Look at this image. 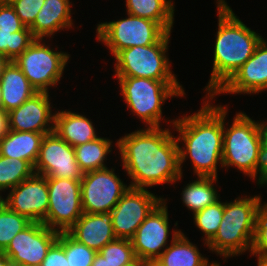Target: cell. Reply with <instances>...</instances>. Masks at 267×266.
Wrapping results in <instances>:
<instances>
[{
    "instance_id": "cell-32",
    "label": "cell",
    "mask_w": 267,
    "mask_h": 266,
    "mask_svg": "<svg viewBox=\"0 0 267 266\" xmlns=\"http://www.w3.org/2000/svg\"><path fill=\"white\" fill-rule=\"evenodd\" d=\"M224 202L218 200L213 205L207 206L193 216L194 223L204 234V245L215 236L221 221L223 220Z\"/></svg>"
},
{
    "instance_id": "cell-12",
    "label": "cell",
    "mask_w": 267,
    "mask_h": 266,
    "mask_svg": "<svg viewBox=\"0 0 267 266\" xmlns=\"http://www.w3.org/2000/svg\"><path fill=\"white\" fill-rule=\"evenodd\" d=\"M163 200L147 189L130 187L111 210V221L116 238L131 239L137 228Z\"/></svg>"
},
{
    "instance_id": "cell-17",
    "label": "cell",
    "mask_w": 267,
    "mask_h": 266,
    "mask_svg": "<svg viewBox=\"0 0 267 266\" xmlns=\"http://www.w3.org/2000/svg\"><path fill=\"white\" fill-rule=\"evenodd\" d=\"M267 90V41L263 38L254 54L211 97L220 94H259Z\"/></svg>"
},
{
    "instance_id": "cell-42",
    "label": "cell",
    "mask_w": 267,
    "mask_h": 266,
    "mask_svg": "<svg viewBox=\"0 0 267 266\" xmlns=\"http://www.w3.org/2000/svg\"><path fill=\"white\" fill-rule=\"evenodd\" d=\"M8 63L9 60L4 55L0 54V77L2 76L3 70Z\"/></svg>"
},
{
    "instance_id": "cell-30",
    "label": "cell",
    "mask_w": 267,
    "mask_h": 266,
    "mask_svg": "<svg viewBox=\"0 0 267 266\" xmlns=\"http://www.w3.org/2000/svg\"><path fill=\"white\" fill-rule=\"evenodd\" d=\"M57 242L63 247L69 266H91L95 250L75 240L68 232H59Z\"/></svg>"
},
{
    "instance_id": "cell-7",
    "label": "cell",
    "mask_w": 267,
    "mask_h": 266,
    "mask_svg": "<svg viewBox=\"0 0 267 266\" xmlns=\"http://www.w3.org/2000/svg\"><path fill=\"white\" fill-rule=\"evenodd\" d=\"M171 32H166L155 44L135 46L119 51L115 56V77H140L157 81H178L167 57Z\"/></svg>"
},
{
    "instance_id": "cell-37",
    "label": "cell",
    "mask_w": 267,
    "mask_h": 266,
    "mask_svg": "<svg viewBox=\"0 0 267 266\" xmlns=\"http://www.w3.org/2000/svg\"><path fill=\"white\" fill-rule=\"evenodd\" d=\"M25 27L11 4L7 0H0V31L14 33Z\"/></svg>"
},
{
    "instance_id": "cell-26",
    "label": "cell",
    "mask_w": 267,
    "mask_h": 266,
    "mask_svg": "<svg viewBox=\"0 0 267 266\" xmlns=\"http://www.w3.org/2000/svg\"><path fill=\"white\" fill-rule=\"evenodd\" d=\"M217 179L198 176L197 180H192L183 188L181 200L188 210L193 212V215L220 199V194L214 187Z\"/></svg>"
},
{
    "instance_id": "cell-18",
    "label": "cell",
    "mask_w": 267,
    "mask_h": 266,
    "mask_svg": "<svg viewBox=\"0 0 267 266\" xmlns=\"http://www.w3.org/2000/svg\"><path fill=\"white\" fill-rule=\"evenodd\" d=\"M49 92H37L8 114L9 129L37 133L54 132L55 113L52 114Z\"/></svg>"
},
{
    "instance_id": "cell-11",
    "label": "cell",
    "mask_w": 267,
    "mask_h": 266,
    "mask_svg": "<svg viewBox=\"0 0 267 266\" xmlns=\"http://www.w3.org/2000/svg\"><path fill=\"white\" fill-rule=\"evenodd\" d=\"M114 172L113 168L106 167L84 173L81 179V200L84 213L111 212L130 188Z\"/></svg>"
},
{
    "instance_id": "cell-9",
    "label": "cell",
    "mask_w": 267,
    "mask_h": 266,
    "mask_svg": "<svg viewBox=\"0 0 267 266\" xmlns=\"http://www.w3.org/2000/svg\"><path fill=\"white\" fill-rule=\"evenodd\" d=\"M126 18L97 24V40L115 56L119 51L155 44L166 31L152 20L127 13Z\"/></svg>"
},
{
    "instance_id": "cell-22",
    "label": "cell",
    "mask_w": 267,
    "mask_h": 266,
    "mask_svg": "<svg viewBox=\"0 0 267 266\" xmlns=\"http://www.w3.org/2000/svg\"><path fill=\"white\" fill-rule=\"evenodd\" d=\"M0 86L2 110L7 113L38 92L13 61L5 66L0 77Z\"/></svg>"
},
{
    "instance_id": "cell-34",
    "label": "cell",
    "mask_w": 267,
    "mask_h": 266,
    "mask_svg": "<svg viewBox=\"0 0 267 266\" xmlns=\"http://www.w3.org/2000/svg\"><path fill=\"white\" fill-rule=\"evenodd\" d=\"M251 256L255 255L257 261H267V203L259 205L255 214V230Z\"/></svg>"
},
{
    "instance_id": "cell-19",
    "label": "cell",
    "mask_w": 267,
    "mask_h": 266,
    "mask_svg": "<svg viewBox=\"0 0 267 266\" xmlns=\"http://www.w3.org/2000/svg\"><path fill=\"white\" fill-rule=\"evenodd\" d=\"M67 232L75 240L96 252L116 239L111 212L83 213Z\"/></svg>"
},
{
    "instance_id": "cell-1",
    "label": "cell",
    "mask_w": 267,
    "mask_h": 266,
    "mask_svg": "<svg viewBox=\"0 0 267 266\" xmlns=\"http://www.w3.org/2000/svg\"><path fill=\"white\" fill-rule=\"evenodd\" d=\"M116 147L122 167L132 180L130 187L147 189L182 179L179 143L169 128L137 129L119 138Z\"/></svg>"
},
{
    "instance_id": "cell-4",
    "label": "cell",
    "mask_w": 267,
    "mask_h": 266,
    "mask_svg": "<svg viewBox=\"0 0 267 266\" xmlns=\"http://www.w3.org/2000/svg\"><path fill=\"white\" fill-rule=\"evenodd\" d=\"M261 196H243L224 202V212L215 236L207 243L208 249L221 257L238 256L251 252L255 230V214Z\"/></svg>"
},
{
    "instance_id": "cell-21",
    "label": "cell",
    "mask_w": 267,
    "mask_h": 266,
    "mask_svg": "<svg viewBox=\"0 0 267 266\" xmlns=\"http://www.w3.org/2000/svg\"><path fill=\"white\" fill-rule=\"evenodd\" d=\"M171 235L170 246L154 261L158 266H220L213 261L208 263L198 247L190 242L186 234L179 229H174Z\"/></svg>"
},
{
    "instance_id": "cell-5",
    "label": "cell",
    "mask_w": 267,
    "mask_h": 266,
    "mask_svg": "<svg viewBox=\"0 0 267 266\" xmlns=\"http://www.w3.org/2000/svg\"><path fill=\"white\" fill-rule=\"evenodd\" d=\"M127 108L146 127H160L162 106L168 98L182 97L185 90L178 81H157L140 77H115Z\"/></svg>"
},
{
    "instance_id": "cell-8",
    "label": "cell",
    "mask_w": 267,
    "mask_h": 266,
    "mask_svg": "<svg viewBox=\"0 0 267 266\" xmlns=\"http://www.w3.org/2000/svg\"><path fill=\"white\" fill-rule=\"evenodd\" d=\"M44 41L35 39L13 61L38 92H49V87L57 85L70 57L66 52L53 51Z\"/></svg>"
},
{
    "instance_id": "cell-14",
    "label": "cell",
    "mask_w": 267,
    "mask_h": 266,
    "mask_svg": "<svg viewBox=\"0 0 267 266\" xmlns=\"http://www.w3.org/2000/svg\"><path fill=\"white\" fill-rule=\"evenodd\" d=\"M34 172L46 177L71 180H81L84 175L76 161L74 147L61 139L55 132L43 137Z\"/></svg>"
},
{
    "instance_id": "cell-43",
    "label": "cell",
    "mask_w": 267,
    "mask_h": 266,
    "mask_svg": "<svg viewBox=\"0 0 267 266\" xmlns=\"http://www.w3.org/2000/svg\"><path fill=\"white\" fill-rule=\"evenodd\" d=\"M148 261L146 260H141V259H136L134 262L130 263L129 265L126 266H146Z\"/></svg>"
},
{
    "instance_id": "cell-16",
    "label": "cell",
    "mask_w": 267,
    "mask_h": 266,
    "mask_svg": "<svg viewBox=\"0 0 267 266\" xmlns=\"http://www.w3.org/2000/svg\"><path fill=\"white\" fill-rule=\"evenodd\" d=\"M3 203L31 222L43 223L49 207L47 177L34 173L12 188Z\"/></svg>"
},
{
    "instance_id": "cell-33",
    "label": "cell",
    "mask_w": 267,
    "mask_h": 266,
    "mask_svg": "<svg viewBox=\"0 0 267 266\" xmlns=\"http://www.w3.org/2000/svg\"><path fill=\"white\" fill-rule=\"evenodd\" d=\"M100 253L111 266H126L137 258L131 240L116 238L106 244Z\"/></svg>"
},
{
    "instance_id": "cell-15",
    "label": "cell",
    "mask_w": 267,
    "mask_h": 266,
    "mask_svg": "<svg viewBox=\"0 0 267 266\" xmlns=\"http://www.w3.org/2000/svg\"><path fill=\"white\" fill-rule=\"evenodd\" d=\"M166 200L152 210L130 239L138 259L154 262L168 247L170 226Z\"/></svg>"
},
{
    "instance_id": "cell-13",
    "label": "cell",
    "mask_w": 267,
    "mask_h": 266,
    "mask_svg": "<svg viewBox=\"0 0 267 266\" xmlns=\"http://www.w3.org/2000/svg\"><path fill=\"white\" fill-rule=\"evenodd\" d=\"M58 236V231L50 229L43 223L32 222L15 235L0 255L21 266H41Z\"/></svg>"
},
{
    "instance_id": "cell-38",
    "label": "cell",
    "mask_w": 267,
    "mask_h": 266,
    "mask_svg": "<svg viewBox=\"0 0 267 266\" xmlns=\"http://www.w3.org/2000/svg\"><path fill=\"white\" fill-rule=\"evenodd\" d=\"M41 266H69L65 251L57 241L48 250Z\"/></svg>"
},
{
    "instance_id": "cell-24",
    "label": "cell",
    "mask_w": 267,
    "mask_h": 266,
    "mask_svg": "<svg viewBox=\"0 0 267 266\" xmlns=\"http://www.w3.org/2000/svg\"><path fill=\"white\" fill-rule=\"evenodd\" d=\"M49 133L10 130L0 139V155L28 161L33 167L38 159L43 137Z\"/></svg>"
},
{
    "instance_id": "cell-41",
    "label": "cell",
    "mask_w": 267,
    "mask_h": 266,
    "mask_svg": "<svg viewBox=\"0 0 267 266\" xmlns=\"http://www.w3.org/2000/svg\"><path fill=\"white\" fill-rule=\"evenodd\" d=\"M0 266H21V265L15 261H12L11 259H8L0 255Z\"/></svg>"
},
{
    "instance_id": "cell-3",
    "label": "cell",
    "mask_w": 267,
    "mask_h": 266,
    "mask_svg": "<svg viewBox=\"0 0 267 266\" xmlns=\"http://www.w3.org/2000/svg\"><path fill=\"white\" fill-rule=\"evenodd\" d=\"M218 31L213 51V67L205 87L212 97L254 54L263 37L247 27L225 0H217Z\"/></svg>"
},
{
    "instance_id": "cell-29",
    "label": "cell",
    "mask_w": 267,
    "mask_h": 266,
    "mask_svg": "<svg viewBox=\"0 0 267 266\" xmlns=\"http://www.w3.org/2000/svg\"><path fill=\"white\" fill-rule=\"evenodd\" d=\"M31 223L28 218L10 210L3 203L0 207V254L7 248L15 235Z\"/></svg>"
},
{
    "instance_id": "cell-27",
    "label": "cell",
    "mask_w": 267,
    "mask_h": 266,
    "mask_svg": "<svg viewBox=\"0 0 267 266\" xmlns=\"http://www.w3.org/2000/svg\"><path fill=\"white\" fill-rule=\"evenodd\" d=\"M112 140L98 137L95 140L74 147L76 161L80 169L86 173L97 169L106 168L104 161L111 153Z\"/></svg>"
},
{
    "instance_id": "cell-39",
    "label": "cell",
    "mask_w": 267,
    "mask_h": 266,
    "mask_svg": "<svg viewBox=\"0 0 267 266\" xmlns=\"http://www.w3.org/2000/svg\"><path fill=\"white\" fill-rule=\"evenodd\" d=\"M9 131L8 114L0 109V139Z\"/></svg>"
},
{
    "instance_id": "cell-6",
    "label": "cell",
    "mask_w": 267,
    "mask_h": 266,
    "mask_svg": "<svg viewBox=\"0 0 267 266\" xmlns=\"http://www.w3.org/2000/svg\"><path fill=\"white\" fill-rule=\"evenodd\" d=\"M227 113V106H223L222 167H236L244 175L255 180V166L261 147L257 122L246 113L237 112L228 128L224 122Z\"/></svg>"
},
{
    "instance_id": "cell-46",
    "label": "cell",
    "mask_w": 267,
    "mask_h": 266,
    "mask_svg": "<svg viewBox=\"0 0 267 266\" xmlns=\"http://www.w3.org/2000/svg\"><path fill=\"white\" fill-rule=\"evenodd\" d=\"M0 109H2V96H1V86H0Z\"/></svg>"
},
{
    "instance_id": "cell-40",
    "label": "cell",
    "mask_w": 267,
    "mask_h": 266,
    "mask_svg": "<svg viewBox=\"0 0 267 266\" xmlns=\"http://www.w3.org/2000/svg\"><path fill=\"white\" fill-rule=\"evenodd\" d=\"M91 266H111V265L105 260V258L100 253L97 252L95 254Z\"/></svg>"
},
{
    "instance_id": "cell-25",
    "label": "cell",
    "mask_w": 267,
    "mask_h": 266,
    "mask_svg": "<svg viewBox=\"0 0 267 266\" xmlns=\"http://www.w3.org/2000/svg\"><path fill=\"white\" fill-rule=\"evenodd\" d=\"M128 14L157 22L166 32L174 24L173 0H125Z\"/></svg>"
},
{
    "instance_id": "cell-31",
    "label": "cell",
    "mask_w": 267,
    "mask_h": 266,
    "mask_svg": "<svg viewBox=\"0 0 267 266\" xmlns=\"http://www.w3.org/2000/svg\"><path fill=\"white\" fill-rule=\"evenodd\" d=\"M35 40L29 27L14 33L0 31V54L14 61Z\"/></svg>"
},
{
    "instance_id": "cell-47",
    "label": "cell",
    "mask_w": 267,
    "mask_h": 266,
    "mask_svg": "<svg viewBox=\"0 0 267 266\" xmlns=\"http://www.w3.org/2000/svg\"><path fill=\"white\" fill-rule=\"evenodd\" d=\"M2 204H3V197H2V195L0 193V207H1Z\"/></svg>"
},
{
    "instance_id": "cell-35",
    "label": "cell",
    "mask_w": 267,
    "mask_h": 266,
    "mask_svg": "<svg viewBox=\"0 0 267 266\" xmlns=\"http://www.w3.org/2000/svg\"><path fill=\"white\" fill-rule=\"evenodd\" d=\"M261 147L258 152L257 163L255 166V180L259 186L267 185V122H257ZM259 174V175H258Z\"/></svg>"
},
{
    "instance_id": "cell-36",
    "label": "cell",
    "mask_w": 267,
    "mask_h": 266,
    "mask_svg": "<svg viewBox=\"0 0 267 266\" xmlns=\"http://www.w3.org/2000/svg\"><path fill=\"white\" fill-rule=\"evenodd\" d=\"M26 27H30L45 0H7Z\"/></svg>"
},
{
    "instance_id": "cell-2",
    "label": "cell",
    "mask_w": 267,
    "mask_h": 266,
    "mask_svg": "<svg viewBox=\"0 0 267 266\" xmlns=\"http://www.w3.org/2000/svg\"><path fill=\"white\" fill-rule=\"evenodd\" d=\"M200 108L191 115L170 121L179 135V167L183 175L182 164L190 158L194 174L201 177H218L217 165L222 168L223 152V106L210 103L211 97H205ZM187 115V116H186ZM189 155V156H188Z\"/></svg>"
},
{
    "instance_id": "cell-28",
    "label": "cell",
    "mask_w": 267,
    "mask_h": 266,
    "mask_svg": "<svg viewBox=\"0 0 267 266\" xmlns=\"http://www.w3.org/2000/svg\"><path fill=\"white\" fill-rule=\"evenodd\" d=\"M34 173L28 161L0 155V192L14 188Z\"/></svg>"
},
{
    "instance_id": "cell-44",
    "label": "cell",
    "mask_w": 267,
    "mask_h": 266,
    "mask_svg": "<svg viewBox=\"0 0 267 266\" xmlns=\"http://www.w3.org/2000/svg\"><path fill=\"white\" fill-rule=\"evenodd\" d=\"M257 266H267V261H257Z\"/></svg>"
},
{
    "instance_id": "cell-20",
    "label": "cell",
    "mask_w": 267,
    "mask_h": 266,
    "mask_svg": "<svg viewBox=\"0 0 267 266\" xmlns=\"http://www.w3.org/2000/svg\"><path fill=\"white\" fill-rule=\"evenodd\" d=\"M29 27L35 39L50 38L59 30L73 26L70 0H45Z\"/></svg>"
},
{
    "instance_id": "cell-45",
    "label": "cell",
    "mask_w": 267,
    "mask_h": 266,
    "mask_svg": "<svg viewBox=\"0 0 267 266\" xmlns=\"http://www.w3.org/2000/svg\"><path fill=\"white\" fill-rule=\"evenodd\" d=\"M146 266H158V265H156L155 262H148V263L146 264Z\"/></svg>"
},
{
    "instance_id": "cell-10",
    "label": "cell",
    "mask_w": 267,
    "mask_h": 266,
    "mask_svg": "<svg viewBox=\"0 0 267 266\" xmlns=\"http://www.w3.org/2000/svg\"><path fill=\"white\" fill-rule=\"evenodd\" d=\"M49 207L43 224L58 232H67L84 213L81 180L47 177Z\"/></svg>"
},
{
    "instance_id": "cell-23",
    "label": "cell",
    "mask_w": 267,
    "mask_h": 266,
    "mask_svg": "<svg viewBox=\"0 0 267 266\" xmlns=\"http://www.w3.org/2000/svg\"><path fill=\"white\" fill-rule=\"evenodd\" d=\"M54 132L72 147L99 137L91 120L69 110L55 112Z\"/></svg>"
}]
</instances>
